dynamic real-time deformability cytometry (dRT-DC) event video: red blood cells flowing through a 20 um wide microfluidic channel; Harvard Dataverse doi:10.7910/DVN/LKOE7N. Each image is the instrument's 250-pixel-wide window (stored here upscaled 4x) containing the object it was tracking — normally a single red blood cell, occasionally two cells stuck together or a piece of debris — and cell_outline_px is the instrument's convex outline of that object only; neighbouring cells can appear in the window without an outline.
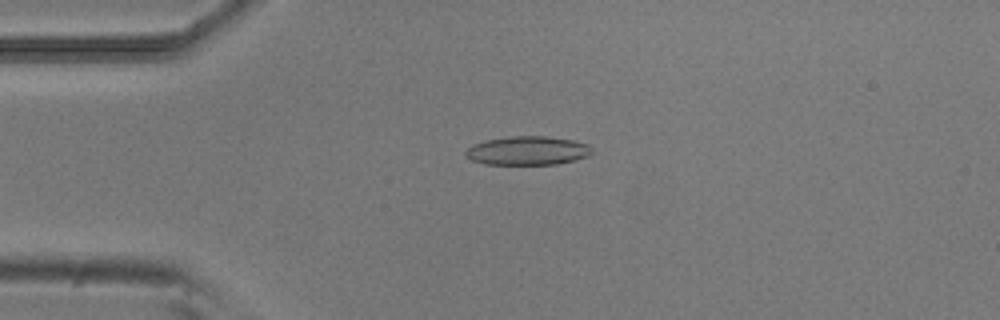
{"species": "common noctule bat (a hibernating species)", "species_latin": "Nyctalus noctula", "temperature_condition": "room temperature", "stored_images_in_passage": 39, "camera_frame_rate_fps": 3000, "um_per_image_px": 0.085, "animal": {"sex": "male", "body_mass_g": 20.5, "forearm_length_mm": 52.5}, "frame": {"image": 1, "passage_image": 4, "time_ms": 1.0, "image_size_px": [1000, 320], "cell_outline_px": [[596, 152], [588, 156], [576, 160], [556, 164], [484, 164], [472, 160], [464, 152], [472, 144], [484, 140], [508, 136], [544, 136], [572, 140], [588, 144]], "centroid_in_image_um": [44.87, 12.8], "position_along_channel_um": 40.1, "area_um2": 21.33}}
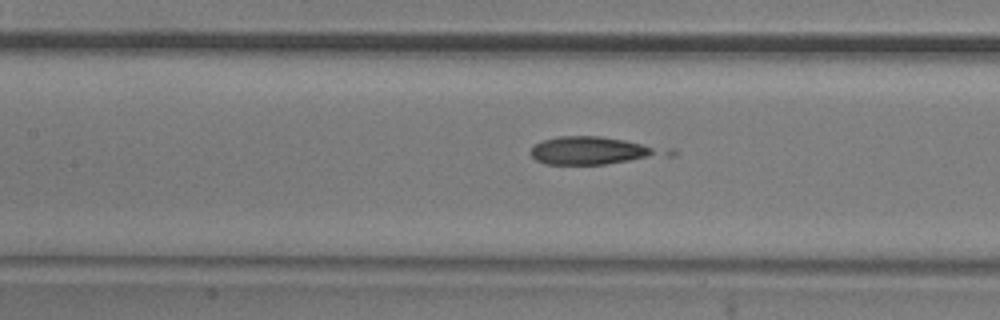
{"frame": {"image": 2, "passage_image": 15, "time_ms": 4.667, "image_size_px": [1000, 320], "cell_outline_px": [[676, 156], [604, 164], [544, 164], [536, 160], [532, 156], [532, 148], [536, 144], [544, 140], [560, 136], [600, 136], [676, 148]], "centroid_in_image_um": [50.67, 12.81], "position_along_channel_um": 156.7, "area_um2": 22.6}}
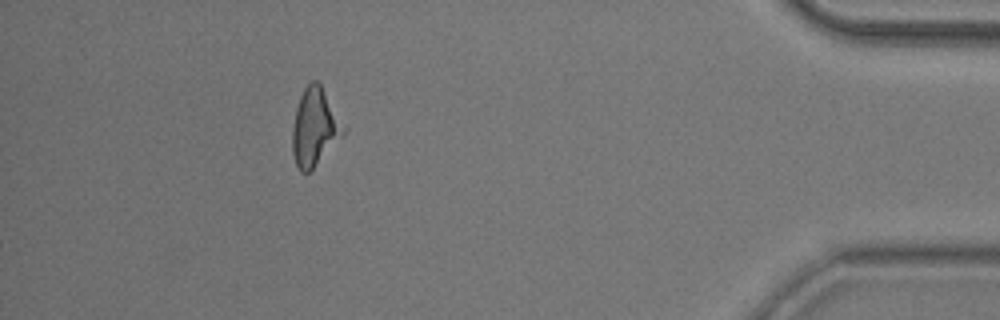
{"frame": {"image": 3, "passage_image": 39, "time_ms": 12.667, "image_size_px": [1000, 320], "cell_outline_px": [[348, 128], [344, 136], [308, 172], [300, 172], [296, 164], [292, 152], [292, 128], [296, 108], [300, 96], [304, 88], [312, 80], [316, 80], [320, 84]], "centroid_in_image_um": [26.78, 10.8], "position_along_channel_um": 408.4, "area_um2": 23.24}}